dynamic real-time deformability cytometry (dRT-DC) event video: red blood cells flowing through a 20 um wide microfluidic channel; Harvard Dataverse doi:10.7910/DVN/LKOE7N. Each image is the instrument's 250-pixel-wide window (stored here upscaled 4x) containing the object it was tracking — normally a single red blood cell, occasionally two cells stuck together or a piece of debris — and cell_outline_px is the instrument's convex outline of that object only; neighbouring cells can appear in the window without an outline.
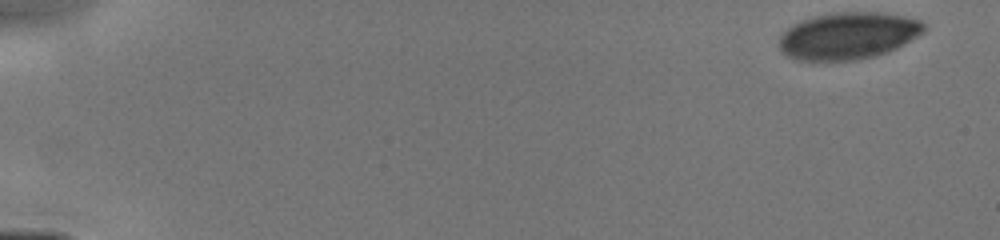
{"species": "human", "species_latin": "Homo sapiens", "temperature_condition": "cold", "stored_images_in_passage": 18, "camera_frame_rate_fps": 3000, "um_per_image_px": 0.085, "donor": {"sex": "male"}, "frame": {"image": 1, "passage_image": 1, "time_ms": 0.0, "image_size_px": [1000, 240], "cell_outline_px": [[924, 32], [904, 44], [888, 52], [876, 56], [860, 60], [796, 60], [780, 52], [780, 36], [792, 24], [816, 16], [836, 12], [880, 12], [904, 16], [920, 20], [924, 24]], "centroid_in_image_um": [72.1, 3.05], "position_along_channel_um": 12.9, "area_um2": 39.59}}
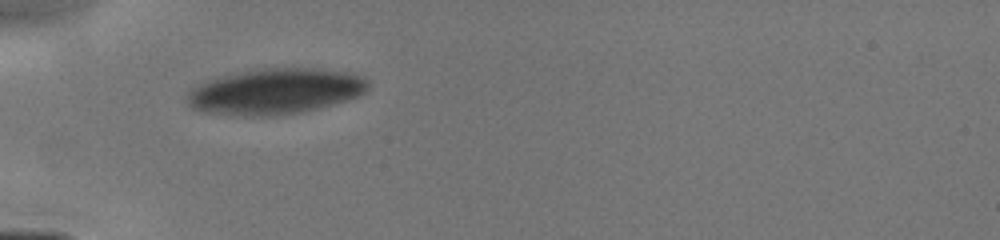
{"frame": {"image": 2, "passage_image": 7, "time_ms": 4.667, "image_size_px": [1000, 240], "cell_outline_px": [[372, 80], [368, 88], [360, 96], [348, 100], [300, 112], [268, 116], [244, 116], [204, 112], [192, 108], [188, 104], [188, 92], [192, 84], [252, 68], [316, 68], [352, 72], [364, 76]], "centroid_in_image_um": [23.42, 7.74], "position_along_channel_um": 61.6, "area_um2": 48.96}}
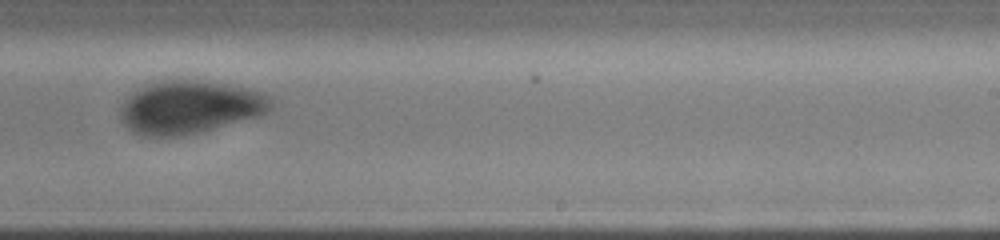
{"frame": {"image": 3, "passage_image": 17, "time_ms": 9.667, "image_size_px": [1000, 240], "cell_outline_px": [[272, 108], [268, 112], [260, 116], [180, 136], [140, 136], [132, 132], [124, 124], [120, 116], [120, 104], [136, 88], [160, 80], [196, 80], [224, 84], [248, 88], [264, 92], [272, 96]], "centroid_in_image_um": [16.11, 9.1], "position_along_channel_um": 272.9, "area_um2": 46.7}}